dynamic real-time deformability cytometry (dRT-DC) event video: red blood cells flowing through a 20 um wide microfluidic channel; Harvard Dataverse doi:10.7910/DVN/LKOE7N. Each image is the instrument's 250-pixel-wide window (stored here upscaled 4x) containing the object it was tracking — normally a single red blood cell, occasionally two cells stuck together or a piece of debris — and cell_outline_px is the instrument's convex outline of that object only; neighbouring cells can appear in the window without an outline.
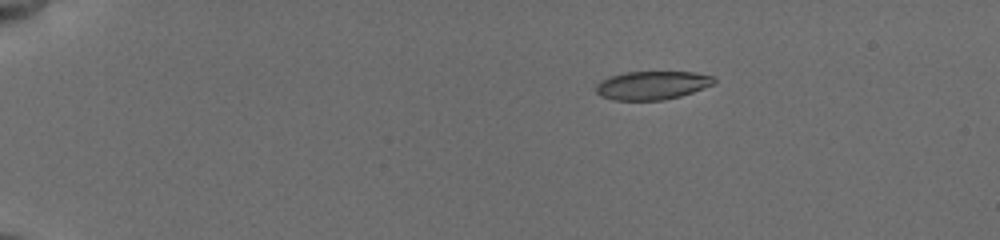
{"species": "common noctule bat (a hibernating species)", "species_latin": "Nyctalus noctula", "temperature_condition": "cold", "stored_images_in_passage": 17, "camera_frame_rate_fps": 3000, "um_per_image_px": 0.085, "animal": {"sex": "female", "body_mass_g": 19.5, "forearm_length_mm": 54.1}, "frame": {"image": 1, "passage_image": 1, "time_ms": 0.0, "image_size_px": [1000, 240], "cell_outline_px": [[716, 84], [680, 96], [664, 100], [612, 100], [600, 96], [596, 92], [596, 84], [600, 80], [608, 76], [624, 72], [692, 72], [712, 76], [716, 80]], "centroid_in_image_um": [55.4, 7.25], "position_along_channel_um": 29.6, "area_um2": 19.77}}
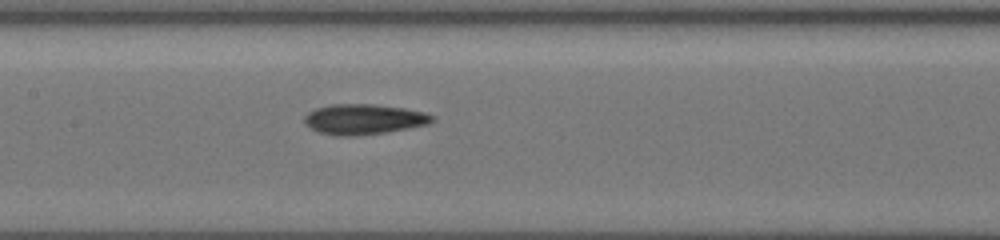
{"frame": {"image": 2, "passage_image": 8, "time_ms": 6.333, "image_size_px": [1000, 240], "cell_outline_px": [[436, 120], [428, 124], [388, 132], [352, 136], [336, 136], [320, 132], [304, 124], [304, 116], [308, 112], [316, 108], [328, 104], [372, 104], [404, 108], [424, 112], [436, 116]], "centroid_in_image_um": [30.93, 10.13], "position_along_channel_um": 176.5, "area_um2": 22.72}}
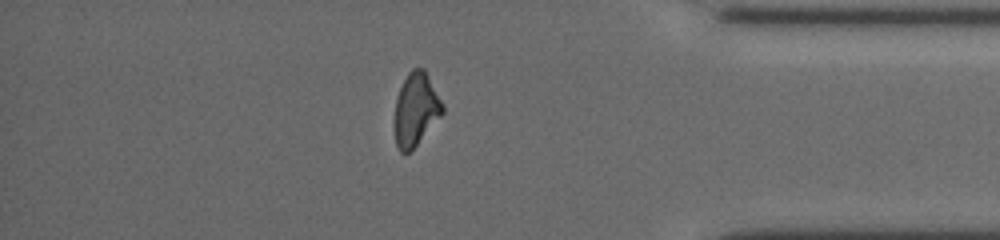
{"frame": {"image": 3, "passage_image": 15, "time_ms": 12.667, "image_size_px": [1000, 240], "cell_outline_px": [[444, 112], [416, 144], [408, 152], [400, 152], [396, 144], [392, 124], [396, 100], [400, 88], [408, 72], [412, 68], [424, 68], [444, 104]], "centroid_in_image_um": [35.32, 9.28], "position_along_channel_um": 399.9, "area_um2": 20.46}, "authors_computed_cell_mechanics": {"area_um2": 20.8658, "velocity_mm_per_s": 3.8416, "shape_relaxation_time_tau1_ms": 2.5274, "shape_relaxation_time_tau2_ms": 2.6542, "deformation_change_tau1": 0.0983, "deformation_change_tau2": 0.0972}}